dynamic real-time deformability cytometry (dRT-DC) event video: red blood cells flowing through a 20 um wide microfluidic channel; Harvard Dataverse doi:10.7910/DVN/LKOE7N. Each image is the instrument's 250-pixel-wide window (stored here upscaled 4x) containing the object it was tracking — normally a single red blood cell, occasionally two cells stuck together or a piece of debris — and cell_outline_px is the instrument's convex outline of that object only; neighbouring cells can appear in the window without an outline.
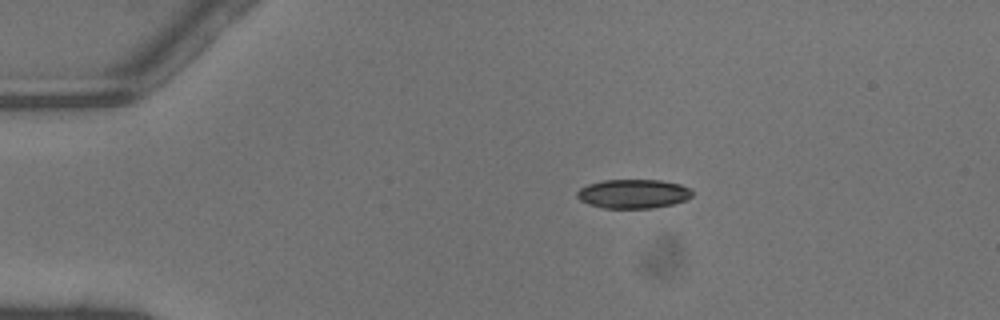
{"species": "common noctule bat (a hibernating species)", "species_latin": "Nyctalus noctula", "temperature_condition": "warm", "stored_images_in_passage": 38, "camera_frame_rate_fps": 3000, "um_per_image_px": 0.085, "animal": {"sex": "male", "body_mass_g": 13.3}, "frame": {"image": 1, "passage_image": 1, "time_ms": 0.0, "image_size_px": [1000, 320], "cell_outline_px": [[692, 196], [684, 200], [672, 204], [652, 208], [604, 208], [588, 204], [580, 200], [576, 196], [576, 192], [580, 188], [588, 184], [604, 180], [660, 180], [680, 184], [688, 188], [692, 192]], "centroid_in_image_um": [53.79, 16.47], "position_along_channel_um": 31.2, "area_um2": 19.42}}
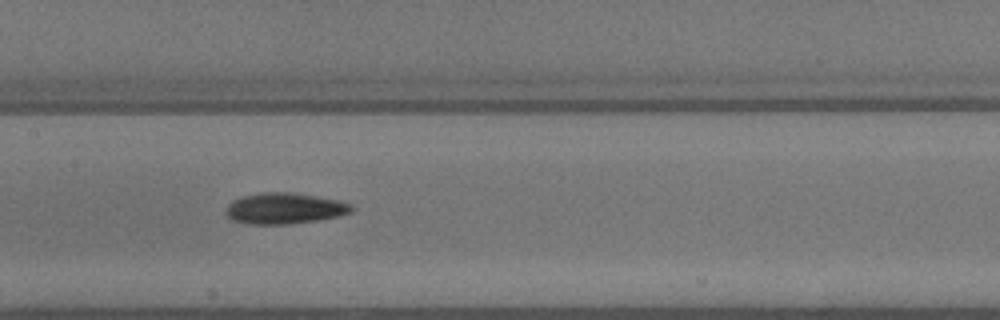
{"frame": {"image": 2, "passage_image": 15, "time_ms": 4.667, "image_size_px": [1000, 320], "cell_outline_px": [[352, 208], [348, 212], [336, 216], [316, 220], [288, 224], [248, 224], [232, 220], [224, 212], [224, 208], [232, 200], [244, 196], [264, 192], [292, 192], [316, 196], [336, 200], [352, 204]], "centroid_in_image_um": [24.1, 17.71], "position_along_channel_um": 183.3, "area_um2": 22.48}}
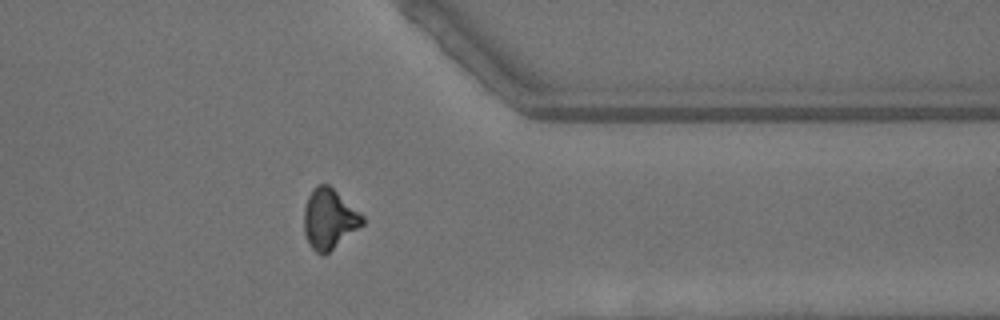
{"frame": {"image": 3, "passage_image": 29, "time_ms": 9.333, "image_size_px": [1000, 320], "cell_outline_px": [[364, 224], [324, 256], [316, 252], [312, 248], [304, 232], [304, 208], [308, 196], [312, 188], [316, 184], [328, 184], [364, 216]], "centroid_in_image_um": [27.97, 18.6], "position_along_channel_um": 383.4, "area_um2": 20.4}, "authors_computed_cell_mechanics": {"area_um2": 20.808, "velocity_mm_per_s": 4.5094, "shape_relaxation_time_tau1_ms": 6.4328, "shape_relaxation_time_tau2_ms": 8.4994, "deformation_change_tau1": 0.195, "deformation_change_tau2": 0.2069}}